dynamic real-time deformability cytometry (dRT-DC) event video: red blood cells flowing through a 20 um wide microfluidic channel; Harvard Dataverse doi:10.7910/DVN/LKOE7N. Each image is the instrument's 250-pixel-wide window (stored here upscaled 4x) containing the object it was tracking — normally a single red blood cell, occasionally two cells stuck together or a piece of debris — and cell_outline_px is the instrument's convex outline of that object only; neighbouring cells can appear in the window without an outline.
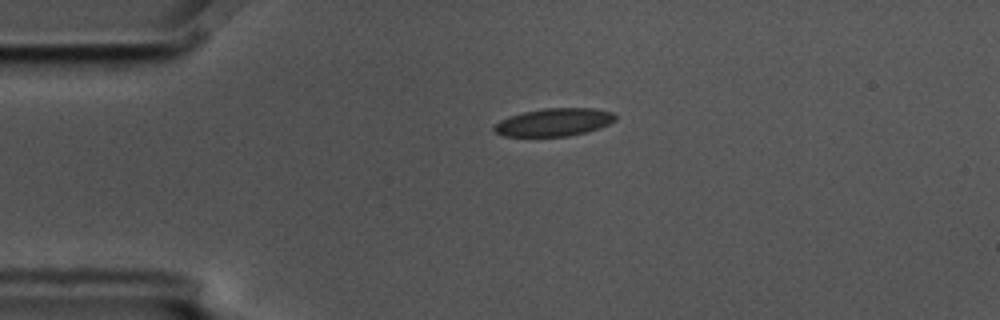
{"species": "common noctule bat (a hibernating species)", "species_latin": "Nyctalus noctula", "temperature_condition": "cold", "stored_images_in_passage": 2, "camera_frame_rate_fps": 3000, "um_per_image_px": 0.085, "animal": {"sex": "male", "body_mass_g": 17.5, "forearm_length_mm": 52.3}, "frame": {"image": 1, "passage_image": 1, "time_ms": 0.0, "image_size_px": [1000, 320], "cell_outline_px": [[616, 120], [600, 128], [568, 136], [504, 136], [496, 132], [492, 128], [492, 124], [508, 116], [524, 112], [544, 108], [596, 108], [612, 112], [616, 116]], "centroid_in_image_um": [47.07, 10.38], "position_along_channel_um": 37.9, "area_um2": 19.71}}